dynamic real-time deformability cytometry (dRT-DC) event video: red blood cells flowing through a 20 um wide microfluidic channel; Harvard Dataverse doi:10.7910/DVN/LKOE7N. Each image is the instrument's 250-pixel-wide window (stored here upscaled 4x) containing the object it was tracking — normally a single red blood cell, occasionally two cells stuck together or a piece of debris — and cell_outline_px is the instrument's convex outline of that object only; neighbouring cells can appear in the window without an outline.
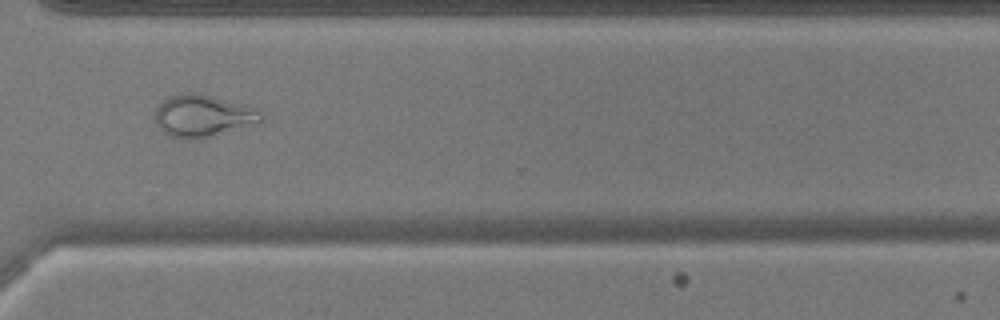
{"species": "common noctule bat (a hibernating species)", "species_latin": "Nyctalus noctula", "temperature_condition": "warm", "stored_images_in_passage": 40, "camera_frame_rate_fps": 3000, "um_per_image_px": 0.085, "animal": {"sex": "male", "body_mass_g": 17.9, "forearm_length_mm": 54.2}, "frame": {"image": 1, "passage_image": 26, "time_ms": 8.333, "image_size_px": [1000, 320], "cell_outline_px": [[264, 120], [260, 124], [212, 136], [192, 140], [188, 140], [172, 136], [164, 132], [156, 124], [156, 108], [168, 96], [180, 92], [192, 92], [208, 96], [236, 104], [260, 112], [264, 116]], "centroid_in_image_um": [17.22, 9.88], "position_along_channel_um": 353.4, "area_um2": 25.61}, "authors_computed_cell_mechanics": {"area_um2": 19.0451, "velocity_mm_per_s": 3.852, "shape_relaxation_time_tau1_ms": null, "shape_relaxation_time_tau2_ms": 1.3079, "deformation_change_tau1": null, "deformation_change_tau2": 0.0811}}